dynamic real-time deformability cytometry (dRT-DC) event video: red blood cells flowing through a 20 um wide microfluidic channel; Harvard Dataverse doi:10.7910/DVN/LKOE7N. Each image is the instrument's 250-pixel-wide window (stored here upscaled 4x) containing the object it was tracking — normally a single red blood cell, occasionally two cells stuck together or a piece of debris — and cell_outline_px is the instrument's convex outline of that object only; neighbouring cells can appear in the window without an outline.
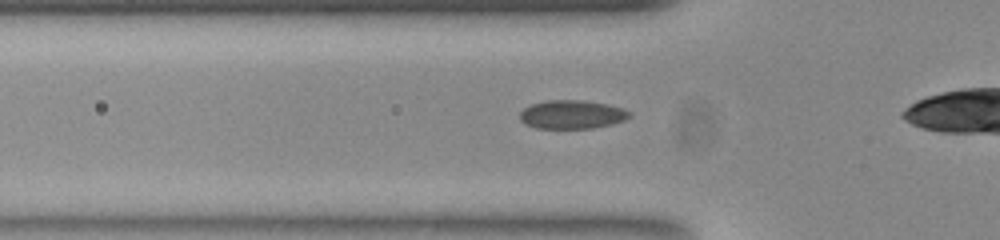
{"species": "common noctule bat (a hibernating species)", "species_latin": "Nyctalus noctula", "temperature_condition": "room temperature", "stored_images_in_passage": 32, "camera_frame_rate_fps": 3000, "um_per_image_px": 0.085, "animal": {"sex": "female", "body_mass_g": 23.0, "forearm_length_mm": 53.4}, "frame": {"image": 1, "passage_image": 6, "time_ms": 1.667, "image_size_px": [1000, 240], "cell_outline_px": [[632, 116], [624, 120], [612, 124], [592, 128], [536, 128], [520, 120], [520, 112], [524, 108], [532, 104], [544, 100], [584, 100], [608, 104], [624, 108], [632, 112]], "centroid_in_image_um": [48.66, 9.72], "position_along_channel_um": 77.1, "area_um2": 18.38}}
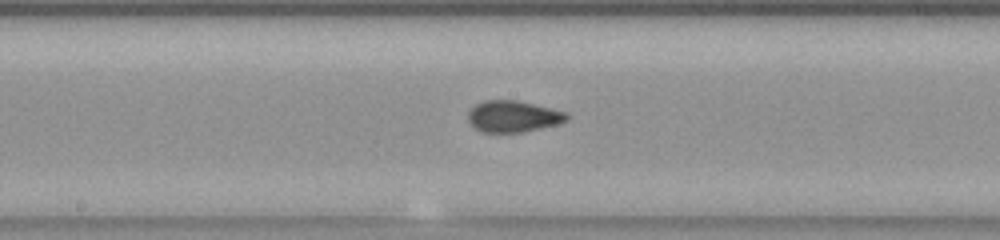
{"frame": {"image": 2, "passage_image": 16, "time_ms": 5.0, "image_size_px": [1000, 240], "cell_outline_px": [[572, 116], [568, 120], [560, 124], [520, 132], [484, 132], [476, 128], [468, 120], [468, 112], [476, 104], [484, 100], [516, 100], [552, 108], [568, 112]], "centroid_in_image_um": [43.68, 9.88], "position_along_channel_um": 204.5, "area_um2": 18.15}}
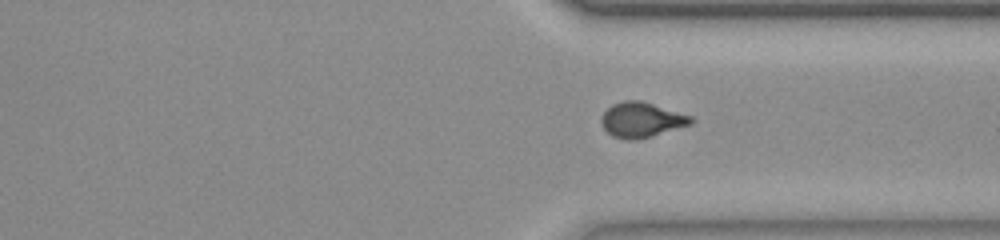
{"frame": {"image": 3, "passage_image": 28, "time_ms": 9.0, "image_size_px": [1000, 240], "cell_outline_px": [[696, 120], [692, 124], [652, 136], [632, 140], [628, 140], [612, 136], [600, 124], [600, 120], [604, 112], [612, 104], [624, 100], [640, 100], [692, 116]], "centroid_in_image_um": [54.53, 10.18], "position_along_channel_um": 356.9, "area_um2": 18.32}}